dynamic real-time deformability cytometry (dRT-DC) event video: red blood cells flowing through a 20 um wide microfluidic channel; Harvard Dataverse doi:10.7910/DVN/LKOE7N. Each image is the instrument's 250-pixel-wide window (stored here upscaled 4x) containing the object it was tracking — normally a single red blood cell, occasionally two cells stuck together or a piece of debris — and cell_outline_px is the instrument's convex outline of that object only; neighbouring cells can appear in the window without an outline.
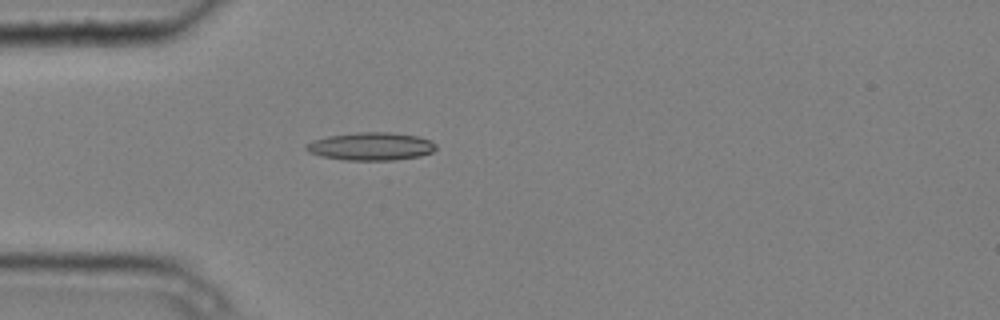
{"species": "common noctule bat (a hibernating species)", "species_latin": "Nyctalus noctula", "temperature_condition": "cold", "stored_images_in_passage": 4, "camera_frame_rate_fps": 3000, "um_per_image_px": 0.085, "animal": {"sex": "male", "body_mass_g": 20.4}, "frame": {"image": 1, "passage_image": 4, "time_ms": 1.0, "image_size_px": [1000, 320], "cell_outline_px": [[436, 148], [432, 152], [420, 156], [396, 160], [344, 160], [320, 156], [308, 152], [304, 148], [304, 144], [312, 140], [328, 136], [356, 132], [392, 132], [416, 136], [432, 140], [436, 144]], "centroid_in_image_um": [31.51, 12.44], "position_along_channel_um": 53.5, "area_um2": 21.39}}